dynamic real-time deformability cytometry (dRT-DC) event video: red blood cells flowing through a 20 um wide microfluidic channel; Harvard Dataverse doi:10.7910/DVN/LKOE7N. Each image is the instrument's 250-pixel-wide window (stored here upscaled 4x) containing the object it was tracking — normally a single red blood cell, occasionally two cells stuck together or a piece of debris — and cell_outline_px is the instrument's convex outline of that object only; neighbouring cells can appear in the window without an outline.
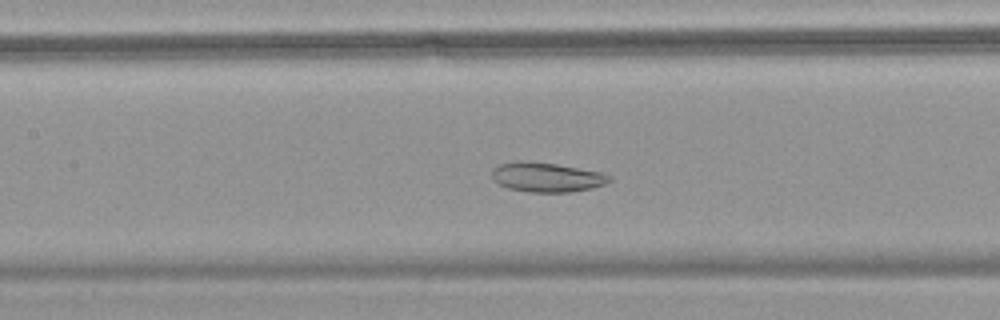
{"species": "common noctule bat (a hibernating species)", "species_latin": "Nyctalus noctula", "temperature_condition": "warm", "stored_images_in_passage": 56, "camera_frame_rate_fps": 3000, "um_per_image_px": 0.085, "animal": {"sex": "female", "body_mass_g": 18.4}, "frame": {"image": 1, "passage_image": 26, "time_ms": 8.333, "image_size_px": [1000, 320], "cell_outline_px": [[612, 180], [604, 184], [592, 188], [572, 192], [528, 192], [508, 188], [492, 180], [492, 168], [500, 164], [516, 160], [528, 160], [556, 164], [604, 172], [612, 176]], "centroid_in_image_um": [46.47, 15.05], "position_along_channel_um": 160.9, "area_um2": 20.58}}
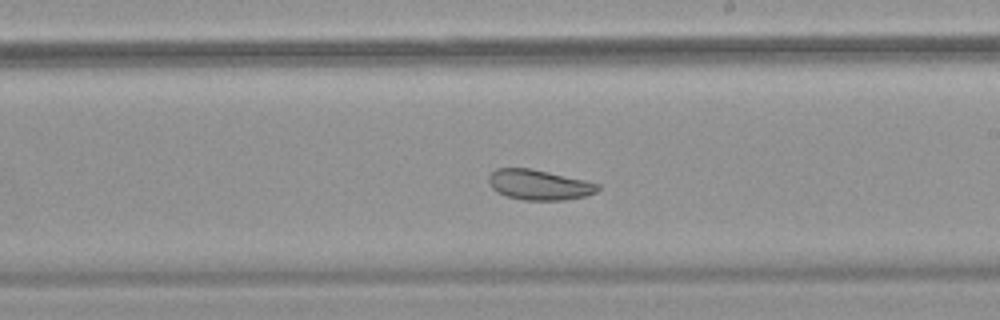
{"frame": {"image": 2, "passage_image": 33, "time_ms": 10.667, "image_size_px": [1000, 320], "cell_outline_px": [[600, 188], [596, 192], [584, 196], [564, 200], [524, 200], [508, 196], [496, 192], [492, 188], [488, 180], [488, 176], [496, 168], [532, 168], [584, 180], [600, 184]], "centroid_in_image_um": [45.81, 15.7], "position_along_channel_um": 243.2, "area_um2": 19.19}}
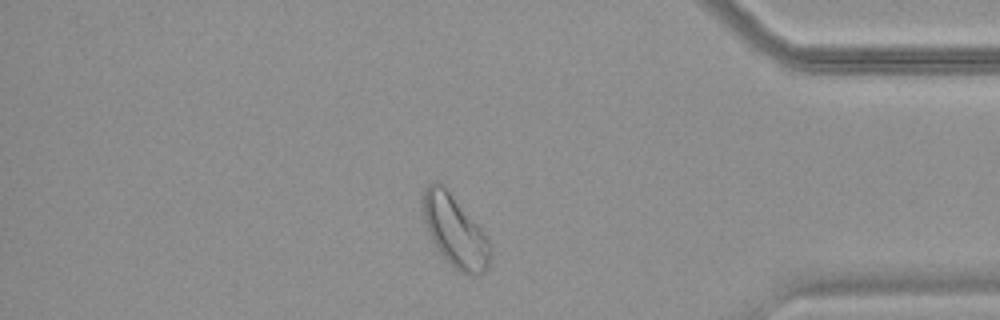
{"frame": {"image": 3, "passage_image": 48, "time_ms": 15.667, "image_size_px": [1000, 320], "cell_outline_px": [[492, 252], [488, 264], [480, 276], [468, 276], [460, 272], [440, 252], [432, 240], [428, 232], [424, 220], [420, 200], [424, 188], [432, 180], [440, 180], [444, 184], [480, 228], [488, 240], [492, 248]], "centroid_in_image_um": [38.63, 19.59], "position_along_channel_um": 396.6, "area_um2": 28.26}, "authors_computed_cell_mechanics": {"area_um2": 27.7151, "velocity_mm_per_s": 3.5422, "shape_relaxation_time_tau1_ms": null, "shape_relaxation_time_tau2_ms": 3.4779, "deformation_change_tau1": null, "deformation_change_tau2": 0.0935}}